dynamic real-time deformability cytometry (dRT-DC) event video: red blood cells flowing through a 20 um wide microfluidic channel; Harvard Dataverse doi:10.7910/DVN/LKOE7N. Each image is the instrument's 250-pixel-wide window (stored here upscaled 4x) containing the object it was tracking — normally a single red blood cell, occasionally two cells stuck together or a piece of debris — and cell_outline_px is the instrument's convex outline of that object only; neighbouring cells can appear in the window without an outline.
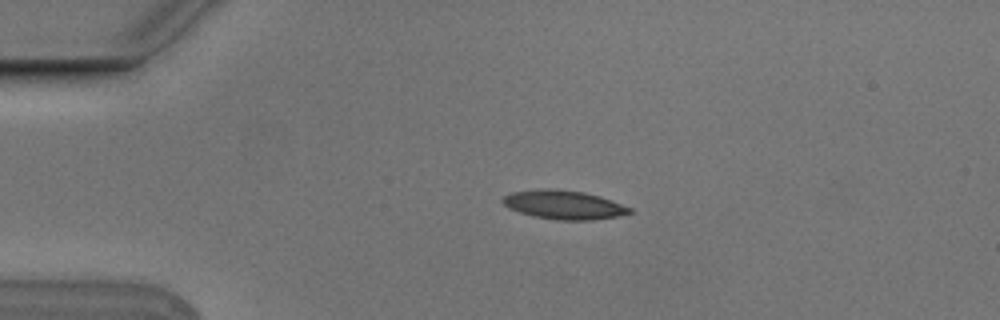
{"species": "Egyptian fruit bat (a non-hibernating species)", "species_latin": "Rousettus aegyptiacus", "temperature_condition": "cold", "stored_images_in_passage": 2, "camera_frame_rate_fps": 3000, "um_per_image_px": 0.085, "animal": {"sex": "male"}, "frame": {"image": 1, "passage_image": 1, "time_ms": 0.0, "image_size_px": [1000, 320], "cell_outline_px": [[632, 212], [620, 216], [592, 220], [556, 220], [532, 216], [508, 208], [500, 200], [504, 196], [512, 192], [544, 188], [548, 188], [584, 192], [600, 196], [612, 200], [632, 208]], "centroid_in_image_um": [47.93, 17.41], "position_along_channel_um": 37.1, "area_um2": 21.44}}